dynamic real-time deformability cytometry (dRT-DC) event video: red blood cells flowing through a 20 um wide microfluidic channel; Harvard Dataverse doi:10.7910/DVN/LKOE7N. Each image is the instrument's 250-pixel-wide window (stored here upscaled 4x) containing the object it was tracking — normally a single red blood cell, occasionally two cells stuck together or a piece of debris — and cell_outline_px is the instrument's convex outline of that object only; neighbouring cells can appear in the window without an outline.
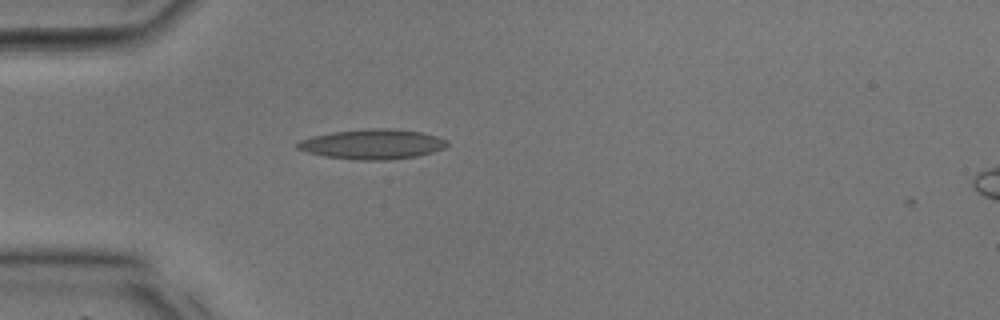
{"species": "common noctule bat (a hibernating species)", "species_latin": "Nyctalus noctula", "temperature_condition": "room temperature", "stored_images_in_passage": 2, "camera_frame_rate_fps": 3000, "um_per_image_px": 0.085, "animal": {"sex": "male", "body_mass_g": 17.9, "forearm_length_mm": 54.2}, "frame": {"image": 1, "passage_image": 1, "time_ms": 0.0, "image_size_px": [1000, 320], "cell_outline_px": [[448, 144], [444, 148], [432, 152], [416, 156], [388, 160], [356, 160], [324, 156], [308, 152], [296, 148], [296, 144], [300, 140], [312, 136], [332, 132], [368, 128], [396, 128], [424, 132], [448, 140]], "centroid_in_image_um": [31.68, 12.24], "position_along_channel_um": 53.3, "area_um2": 26.3}}